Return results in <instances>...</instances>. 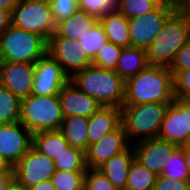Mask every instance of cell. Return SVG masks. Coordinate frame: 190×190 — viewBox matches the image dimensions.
<instances>
[{"mask_svg": "<svg viewBox=\"0 0 190 190\" xmlns=\"http://www.w3.org/2000/svg\"><path fill=\"white\" fill-rule=\"evenodd\" d=\"M174 77L169 68L148 65L125 81L123 105L173 102Z\"/></svg>", "mask_w": 190, "mask_h": 190, "instance_id": "obj_1", "label": "cell"}, {"mask_svg": "<svg viewBox=\"0 0 190 190\" xmlns=\"http://www.w3.org/2000/svg\"><path fill=\"white\" fill-rule=\"evenodd\" d=\"M82 92L103 107H119L125 99V80L115 70L90 65L70 78Z\"/></svg>", "mask_w": 190, "mask_h": 190, "instance_id": "obj_2", "label": "cell"}, {"mask_svg": "<svg viewBox=\"0 0 190 190\" xmlns=\"http://www.w3.org/2000/svg\"><path fill=\"white\" fill-rule=\"evenodd\" d=\"M190 39V13L175 11L146 49L151 66L169 68L176 52Z\"/></svg>", "mask_w": 190, "mask_h": 190, "instance_id": "obj_3", "label": "cell"}, {"mask_svg": "<svg viewBox=\"0 0 190 190\" xmlns=\"http://www.w3.org/2000/svg\"><path fill=\"white\" fill-rule=\"evenodd\" d=\"M172 102H155L121 106V124L128 141L158 137L168 105Z\"/></svg>", "mask_w": 190, "mask_h": 190, "instance_id": "obj_4", "label": "cell"}, {"mask_svg": "<svg viewBox=\"0 0 190 190\" xmlns=\"http://www.w3.org/2000/svg\"><path fill=\"white\" fill-rule=\"evenodd\" d=\"M64 115L59 95H34L21 99L20 123L32 134L59 130Z\"/></svg>", "mask_w": 190, "mask_h": 190, "instance_id": "obj_5", "label": "cell"}, {"mask_svg": "<svg viewBox=\"0 0 190 190\" xmlns=\"http://www.w3.org/2000/svg\"><path fill=\"white\" fill-rule=\"evenodd\" d=\"M47 46L43 37L11 24L0 35V61L35 63L47 54Z\"/></svg>", "mask_w": 190, "mask_h": 190, "instance_id": "obj_6", "label": "cell"}, {"mask_svg": "<svg viewBox=\"0 0 190 190\" xmlns=\"http://www.w3.org/2000/svg\"><path fill=\"white\" fill-rule=\"evenodd\" d=\"M11 24L47 42L56 28L49 0H20L11 13Z\"/></svg>", "mask_w": 190, "mask_h": 190, "instance_id": "obj_7", "label": "cell"}, {"mask_svg": "<svg viewBox=\"0 0 190 190\" xmlns=\"http://www.w3.org/2000/svg\"><path fill=\"white\" fill-rule=\"evenodd\" d=\"M175 11L173 1L163 0L143 16L128 19L131 46L147 49Z\"/></svg>", "mask_w": 190, "mask_h": 190, "instance_id": "obj_8", "label": "cell"}, {"mask_svg": "<svg viewBox=\"0 0 190 190\" xmlns=\"http://www.w3.org/2000/svg\"><path fill=\"white\" fill-rule=\"evenodd\" d=\"M159 138L178 147L190 143V101L175 98L164 114Z\"/></svg>", "mask_w": 190, "mask_h": 190, "instance_id": "obj_9", "label": "cell"}, {"mask_svg": "<svg viewBox=\"0 0 190 190\" xmlns=\"http://www.w3.org/2000/svg\"><path fill=\"white\" fill-rule=\"evenodd\" d=\"M47 53L62 66L70 78L92 65V59L76 39L51 36L48 40Z\"/></svg>", "mask_w": 190, "mask_h": 190, "instance_id": "obj_10", "label": "cell"}, {"mask_svg": "<svg viewBox=\"0 0 190 190\" xmlns=\"http://www.w3.org/2000/svg\"><path fill=\"white\" fill-rule=\"evenodd\" d=\"M14 179L26 188L50 180L56 172L54 160L33 146L13 167Z\"/></svg>", "mask_w": 190, "mask_h": 190, "instance_id": "obj_11", "label": "cell"}, {"mask_svg": "<svg viewBox=\"0 0 190 190\" xmlns=\"http://www.w3.org/2000/svg\"><path fill=\"white\" fill-rule=\"evenodd\" d=\"M70 81L62 66L48 53L35 62L33 81L34 95H59L62 87Z\"/></svg>", "mask_w": 190, "mask_h": 190, "instance_id": "obj_12", "label": "cell"}, {"mask_svg": "<svg viewBox=\"0 0 190 190\" xmlns=\"http://www.w3.org/2000/svg\"><path fill=\"white\" fill-rule=\"evenodd\" d=\"M132 147L135 159L149 171L160 176L168 159H171L172 153L178 146L155 137L141 141L137 140Z\"/></svg>", "mask_w": 190, "mask_h": 190, "instance_id": "obj_13", "label": "cell"}, {"mask_svg": "<svg viewBox=\"0 0 190 190\" xmlns=\"http://www.w3.org/2000/svg\"><path fill=\"white\" fill-rule=\"evenodd\" d=\"M33 145V134L20 122L0 124V154L14 167Z\"/></svg>", "mask_w": 190, "mask_h": 190, "instance_id": "obj_14", "label": "cell"}, {"mask_svg": "<svg viewBox=\"0 0 190 190\" xmlns=\"http://www.w3.org/2000/svg\"><path fill=\"white\" fill-rule=\"evenodd\" d=\"M35 63L0 61V84L20 99L31 95Z\"/></svg>", "mask_w": 190, "mask_h": 190, "instance_id": "obj_15", "label": "cell"}, {"mask_svg": "<svg viewBox=\"0 0 190 190\" xmlns=\"http://www.w3.org/2000/svg\"><path fill=\"white\" fill-rule=\"evenodd\" d=\"M128 143L124 127L120 124L115 130L88 147L85 152L87 169L101 167L114 155L125 151L130 146Z\"/></svg>", "mask_w": 190, "mask_h": 190, "instance_id": "obj_16", "label": "cell"}, {"mask_svg": "<svg viewBox=\"0 0 190 190\" xmlns=\"http://www.w3.org/2000/svg\"><path fill=\"white\" fill-rule=\"evenodd\" d=\"M64 117L82 116L89 118L101 105L91 96L79 90L71 81L59 93Z\"/></svg>", "mask_w": 190, "mask_h": 190, "instance_id": "obj_17", "label": "cell"}, {"mask_svg": "<svg viewBox=\"0 0 190 190\" xmlns=\"http://www.w3.org/2000/svg\"><path fill=\"white\" fill-rule=\"evenodd\" d=\"M121 124V108L101 106L89 117L88 147Z\"/></svg>", "mask_w": 190, "mask_h": 190, "instance_id": "obj_18", "label": "cell"}, {"mask_svg": "<svg viewBox=\"0 0 190 190\" xmlns=\"http://www.w3.org/2000/svg\"><path fill=\"white\" fill-rule=\"evenodd\" d=\"M135 158L132 144L123 152L114 155L98 169L109 179L116 190H126L130 165Z\"/></svg>", "mask_w": 190, "mask_h": 190, "instance_id": "obj_19", "label": "cell"}, {"mask_svg": "<svg viewBox=\"0 0 190 190\" xmlns=\"http://www.w3.org/2000/svg\"><path fill=\"white\" fill-rule=\"evenodd\" d=\"M97 22L98 19L95 16L78 9L68 18L56 24L55 32L52 36L78 40Z\"/></svg>", "mask_w": 190, "mask_h": 190, "instance_id": "obj_20", "label": "cell"}, {"mask_svg": "<svg viewBox=\"0 0 190 190\" xmlns=\"http://www.w3.org/2000/svg\"><path fill=\"white\" fill-rule=\"evenodd\" d=\"M98 21L104 28L108 41L122 48L131 46L128 19L124 15L118 11L107 12Z\"/></svg>", "mask_w": 190, "mask_h": 190, "instance_id": "obj_21", "label": "cell"}, {"mask_svg": "<svg viewBox=\"0 0 190 190\" xmlns=\"http://www.w3.org/2000/svg\"><path fill=\"white\" fill-rule=\"evenodd\" d=\"M148 65L146 49L133 46L124 47L120 52L115 72L126 81Z\"/></svg>", "mask_w": 190, "mask_h": 190, "instance_id": "obj_22", "label": "cell"}, {"mask_svg": "<svg viewBox=\"0 0 190 190\" xmlns=\"http://www.w3.org/2000/svg\"><path fill=\"white\" fill-rule=\"evenodd\" d=\"M89 118L82 116L64 117L59 131L70 146L83 152L88 149Z\"/></svg>", "mask_w": 190, "mask_h": 190, "instance_id": "obj_23", "label": "cell"}, {"mask_svg": "<svg viewBox=\"0 0 190 190\" xmlns=\"http://www.w3.org/2000/svg\"><path fill=\"white\" fill-rule=\"evenodd\" d=\"M37 151L55 160L69 146L59 130L39 131L33 133V145Z\"/></svg>", "mask_w": 190, "mask_h": 190, "instance_id": "obj_24", "label": "cell"}, {"mask_svg": "<svg viewBox=\"0 0 190 190\" xmlns=\"http://www.w3.org/2000/svg\"><path fill=\"white\" fill-rule=\"evenodd\" d=\"M156 179L157 175L134 158L130 165L126 190H153Z\"/></svg>", "mask_w": 190, "mask_h": 190, "instance_id": "obj_25", "label": "cell"}, {"mask_svg": "<svg viewBox=\"0 0 190 190\" xmlns=\"http://www.w3.org/2000/svg\"><path fill=\"white\" fill-rule=\"evenodd\" d=\"M21 99L0 84V124L20 122Z\"/></svg>", "mask_w": 190, "mask_h": 190, "instance_id": "obj_26", "label": "cell"}, {"mask_svg": "<svg viewBox=\"0 0 190 190\" xmlns=\"http://www.w3.org/2000/svg\"><path fill=\"white\" fill-rule=\"evenodd\" d=\"M56 170L64 172H86L85 152L68 146L55 160Z\"/></svg>", "mask_w": 190, "mask_h": 190, "instance_id": "obj_27", "label": "cell"}, {"mask_svg": "<svg viewBox=\"0 0 190 190\" xmlns=\"http://www.w3.org/2000/svg\"><path fill=\"white\" fill-rule=\"evenodd\" d=\"M161 175L174 180H186L190 182V174L184 160V146L175 149Z\"/></svg>", "mask_w": 190, "mask_h": 190, "instance_id": "obj_28", "label": "cell"}, {"mask_svg": "<svg viewBox=\"0 0 190 190\" xmlns=\"http://www.w3.org/2000/svg\"><path fill=\"white\" fill-rule=\"evenodd\" d=\"M78 41L86 50L87 55L93 59L98 49L102 48L103 44L108 41V38L104 28L98 21L88 32L84 33L82 37H79Z\"/></svg>", "mask_w": 190, "mask_h": 190, "instance_id": "obj_29", "label": "cell"}, {"mask_svg": "<svg viewBox=\"0 0 190 190\" xmlns=\"http://www.w3.org/2000/svg\"><path fill=\"white\" fill-rule=\"evenodd\" d=\"M163 0H119L117 11L127 19L143 16L154 10Z\"/></svg>", "mask_w": 190, "mask_h": 190, "instance_id": "obj_30", "label": "cell"}, {"mask_svg": "<svg viewBox=\"0 0 190 190\" xmlns=\"http://www.w3.org/2000/svg\"><path fill=\"white\" fill-rule=\"evenodd\" d=\"M86 172L56 170L51 181L56 190H84Z\"/></svg>", "mask_w": 190, "mask_h": 190, "instance_id": "obj_31", "label": "cell"}, {"mask_svg": "<svg viewBox=\"0 0 190 190\" xmlns=\"http://www.w3.org/2000/svg\"><path fill=\"white\" fill-rule=\"evenodd\" d=\"M121 50L122 47L107 41L101 49H98L95 57L92 59V65L103 69L115 70Z\"/></svg>", "mask_w": 190, "mask_h": 190, "instance_id": "obj_32", "label": "cell"}, {"mask_svg": "<svg viewBox=\"0 0 190 190\" xmlns=\"http://www.w3.org/2000/svg\"><path fill=\"white\" fill-rule=\"evenodd\" d=\"M118 1L119 0H78V8L99 19L107 12L117 11Z\"/></svg>", "mask_w": 190, "mask_h": 190, "instance_id": "obj_33", "label": "cell"}, {"mask_svg": "<svg viewBox=\"0 0 190 190\" xmlns=\"http://www.w3.org/2000/svg\"><path fill=\"white\" fill-rule=\"evenodd\" d=\"M84 190H116V188L98 168H88Z\"/></svg>", "mask_w": 190, "mask_h": 190, "instance_id": "obj_34", "label": "cell"}, {"mask_svg": "<svg viewBox=\"0 0 190 190\" xmlns=\"http://www.w3.org/2000/svg\"><path fill=\"white\" fill-rule=\"evenodd\" d=\"M54 23L57 24L68 18L78 8V0H49Z\"/></svg>", "mask_w": 190, "mask_h": 190, "instance_id": "obj_35", "label": "cell"}, {"mask_svg": "<svg viewBox=\"0 0 190 190\" xmlns=\"http://www.w3.org/2000/svg\"><path fill=\"white\" fill-rule=\"evenodd\" d=\"M190 69V39L176 52L169 67L173 77L180 71Z\"/></svg>", "mask_w": 190, "mask_h": 190, "instance_id": "obj_36", "label": "cell"}, {"mask_svg": "<svg viewBox=\"0 0 190 190\" xmlns=\"http://www.w3.org/2000/svg\"><path fill=\"white\" fill-rule=\"evenodd\" d=\"M175 98L190 101V69L180 71L174 77Z\"/></svg>", "mask_w": 190, "mask_h": 190, "instance_id": "obj_37", "label": "cell"}, {"mask_svg": "<svg viewBox=\"0 0 190 190\" xmlns=\"http://www.w3.org/2000/svg\"><path fill=\"white\" fill-rule=\"evenodd\" d=\"M153 190H190V182L160 175L157 176Z\"/></svg>", "mask_w": 190, "mask_h": 190, "instance_id": "obj_38", "label": "cell"}, {"mask_svg": "<svg viewBox=\"0 0 190 190\" xmlns=\"http://www.w3.org/2000/svg\"><path fill=\"white\" fill-rule=\"evenodd\" d=\"M14 179V170H0V190H7Z\"/></svg>", "mask_w": 190, "mask_h": 190, "instance_id": "obj_39", "label": "cell"}, {"mask_svg": "<svg viewBox=\"0 0 190 190\" xmlns=\"http://www.w3.org/2000/svg\"><path fill=\"white\" fill-rule=\"evenodd\" d=\"M11 25V12L0 9V35Z\"/></svg>", "mask_w": 190, "mask_h": 190, "instance_id": "obj_40", "label": "cell"}, {"mask_svg": "<svg viewBox=\"0 0 190 190\" xmlns=\"http://www.w3.org/2000/svg\"><path fill=\"white\" fill-rule=\"evenodd\" d=\"M176 11L190 13V0H173Z\"/></svg>", "mask_w": 190, "mask_h": 190, "instance_id": "obj_41", "label": "cell"}, {"mask_svg": "<svg viewBox=\"0 0 190 190\" xmlns=\"http://www.w3.org/2000/svg\"><path fill=\"white\" fill-rule=\"evenodd\" d=\"M28 189L29 190H56L55 187L53 186L51 179L38 183L37 185H34Z\"/></svg>", "mask_w": 190, "mask_h": 190, "instance_id": "obj_42", "label": "cell"}, {"mask_svg": "<svg viewBox=\"0 0 190 190\" xmlns=\"http://www.w3.org/2000/svg\"><path fill=\"white\" fill-rule=\"evenodd\" d=\"M20 2V0H0V9L10 11L12 13L15 6Z\"/></svg>", "mask_w": 190, "mask_h": 190, "instance_id": "obj_43", "label": "cell"}, {"mask_svg": "<svg viewBox=\"0 0 190 190\" xmlns=\"http://www.w3.org/2000/svg\"><path fill=\"white\" fill-rule=\"evenodd\" d=\"M7 190H29L25 186L19 184L15 179L9 184Z\"/></svg>", "mask_w": 190, "mask_h": 190, "instance_id": "obj_44", "label": "cell"}, {"mask_svg": "<svg viewBox=\"0 0 190 190\" xmlns=\"http://www.w3.org/2000/svg\"><path fill=\"white\" fill-rule=\"evenodd\" d=\"M184 160L190 174V146H184Z\"/></svg>", "mask_w": 190, "mask_h": 190, "instance_id": "obj_45", "label": "cell"}, {"mask_svg": "<svg viewBox=\"0 0 190 190\" xmlns=\"http://www.w3.org/2000/svg\"><path fill=\"white\" fill-rule=\"evenodd\" d=\"M0 170H13V167L0 154Z\"/></svg>", "mask_w": 190, "mask_h": 190, "instance_id": "obj_46", "label": "cell"}]
</instances>
